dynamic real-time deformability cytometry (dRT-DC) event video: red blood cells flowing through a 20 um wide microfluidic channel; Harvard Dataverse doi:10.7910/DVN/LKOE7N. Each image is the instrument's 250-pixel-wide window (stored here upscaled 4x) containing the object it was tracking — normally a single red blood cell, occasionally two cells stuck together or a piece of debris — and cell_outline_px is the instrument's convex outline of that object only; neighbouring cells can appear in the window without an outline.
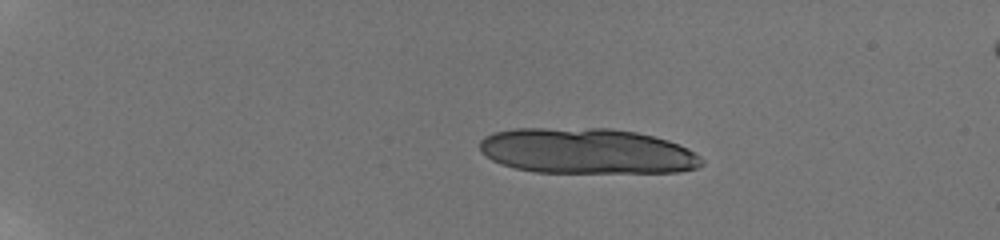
{"species": "human", "species_latin": "Homo sapiens", "temperature_condition": "room temperature", "stored_images_in_passage": 11, "camera_frame_rate_fps": 3000, "um_per_image_px": 0.085, "donor": {"sex": "male"}, "frame": {"image": 1, "passage_image": 1, "time_ms": 0.0, "image_size_px": [1000, 240], "cell_outline_px": [[704, 164], [696, 168], [676, 172], [536, 172], [516, 168], [500, 164], [492, 160], [480, 152], [480, 140], [484, 136], [492, 132], [512, 128], [612, 128], [636, 132], [668, 140], [688, 148], [700, 156], [704, 160]], "centroid_in_image_um": [49.85, 12.83], "position_along_channel_um": 35.1, "area_um2": 59.25}}